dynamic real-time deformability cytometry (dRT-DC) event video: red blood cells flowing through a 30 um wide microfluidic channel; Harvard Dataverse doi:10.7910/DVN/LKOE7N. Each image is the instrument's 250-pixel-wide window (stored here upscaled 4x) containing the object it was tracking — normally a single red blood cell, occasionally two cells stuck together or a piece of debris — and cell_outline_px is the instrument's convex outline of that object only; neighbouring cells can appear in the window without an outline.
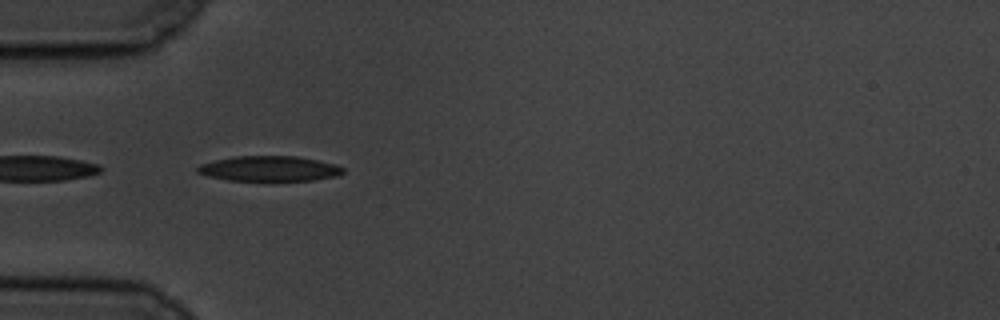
{"species": "common noctule bat (a hibernating species)", "species_latin": "Nyctalus noctula", "temperature_condition": "cold", "stored_images_in_passage": 12, "camera_frame_rate_fps": 3000, "um_per_image_px": 0.085, "animal": {"sex": "male", "body_mass_g": 19.5, "forearm_length_mm": 54.6}, "frame": {"image": 1, "passage_image": 1, "time_ms": 0.0, "image_size_px": [1000, 320], "cell_outline_px": [[344, 172], [340, 176], [312, 180], [228, 180], [208, 176], [196, 172], [196, 168], [200, 164], [232, 156], [300, 156], [336, 164], [344, 168]], "centroid_in_image_um": [22.92, 14.32], "position_along_channel_um": 62.1, "area_um2": 21.44}}
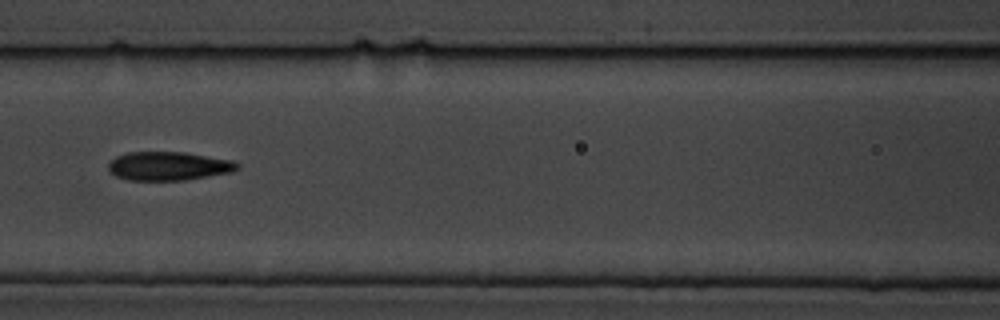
{"frame": {"image": 2, "passage_image": 9, "time_ms": 2.667, "image_size_px": [1000, 320], "cell_outline_px": [[240, 168], [232, 172], [184, 180], [128, 180], [116, 176], [108, 172], [108, 164], [116, 156], [128, 152], [184, 152], [232, 160], [240, 164]], "centroid_in_image_um": [14.32, 14.11], "position_along_channel_um": 152.3, "area_um2": 21.62}}